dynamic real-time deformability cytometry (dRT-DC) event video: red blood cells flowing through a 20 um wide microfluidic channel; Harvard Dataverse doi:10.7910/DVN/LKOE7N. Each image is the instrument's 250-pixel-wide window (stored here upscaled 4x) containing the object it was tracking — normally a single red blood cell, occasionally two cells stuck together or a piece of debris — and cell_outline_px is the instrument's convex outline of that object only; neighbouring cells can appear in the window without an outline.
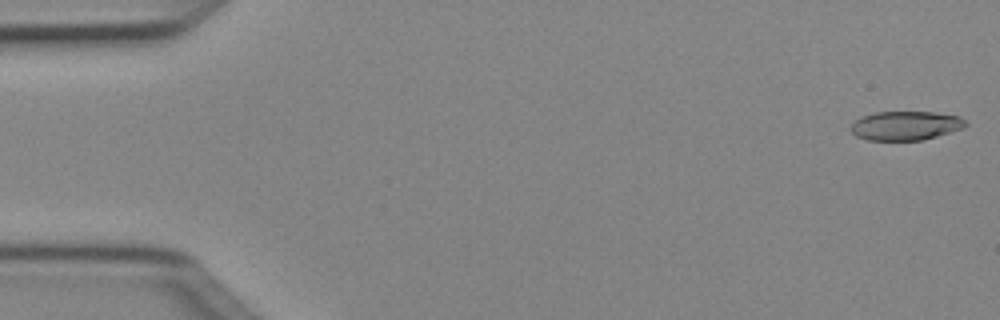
{"species": "Egyptian fruit bat (a non-hibernating species)", "species_latin": "Rousettus aegyptiacus", "temperature_condition": "cold", "stored_images_in_passage": 5, "camera_frame_rate_fps": 3000, "um_per_image_px": 0.085, "animal": {"sex": "female"}, "frame": {"image": 1, "passage_image": 1, "time_ms": 0.0, "image_size_px": [1000, 320], "cell_outline_px": [[968, 124], [964, 128], [936, 136], [920, 140], [868, 140], [856, 136], [852, 132], [852, 124], [856, 120], [864, 116], [876, 112], [932, 112], [960, 116]], "centroid_in_image_um": [77.0, 10.68], "position_along_channel_um": 8.0, "area_um2": 19.19}}